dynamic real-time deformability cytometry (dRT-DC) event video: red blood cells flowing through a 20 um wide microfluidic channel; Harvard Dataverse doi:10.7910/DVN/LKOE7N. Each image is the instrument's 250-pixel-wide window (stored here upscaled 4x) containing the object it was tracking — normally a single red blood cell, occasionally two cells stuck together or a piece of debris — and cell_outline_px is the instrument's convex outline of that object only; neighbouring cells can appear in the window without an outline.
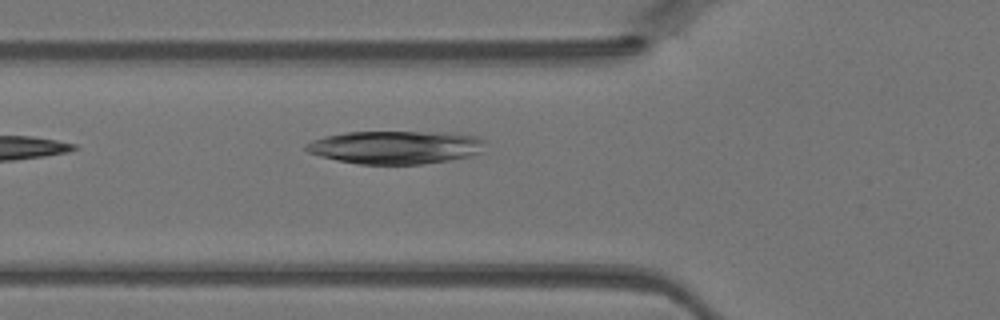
{"species": "Egyptian fruit bat (a non-hibernating species)", "species_latin": "Rousettus aegyptiacus", "temperature_condition": "warm", "stored_images_in_passage": 29, "camera_frame_rate_fps": 3000, "um_per_image_px": 0.085, "animal": {"sex": "female"}, "frame": {"image": 1, "passage_image": 4, "time_ms": 1.0, "image_size_px": [1000, 320], "cell_outline_px": [[484, 140], [480, 152], [468, 156], [448, 160], [424, 164], [360, 164], [336, 160], [320, 156], [308, 152], [304, 148], [304, 144], [312, 140], [324, 136], [344, 132], [444, 132], [476, 136]], "centroid_in_image_um": [33.55, 12.51], "position_along_channel_um": 92.2, "area_um2": 34.51}}
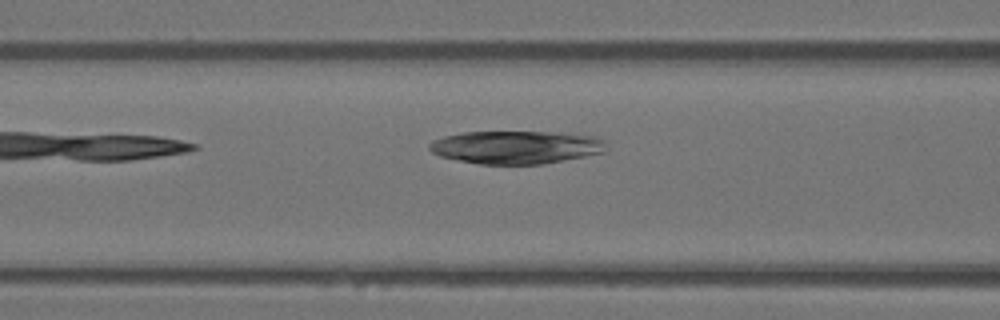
{"frame": {"image": 2, "passage_image": 6, "time_ms": 1.667, "image_size_px": [1000, 320], "cell_outline_px": [[608, 152], [544, 164], [480, 164], [440, 156], [432, 152], [428, 148], [428, 144], [432, 140], [444, 136], [464, 132], [548, 132], [592, 136], [604, 140]], "centroid_in_image_um": [43.88, 12.52], "position_along_channel_um": 122.7, "area_um2": 34.04}}
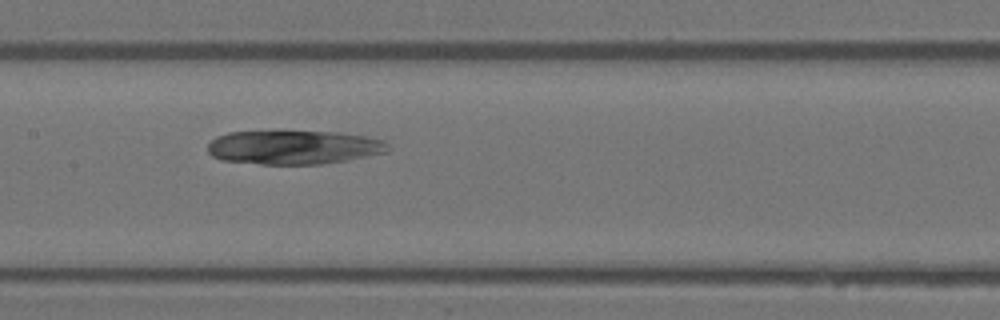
{"frame": {"image": 3, "passage_image": 10, "time_ms": 3.0, "image_size_px": [1000, 320], "cell_outline_px": [[392, 148], [388, 152], [344, 160], [320, 164], [260, 164], [220, 160], [212, 156], [208, 152], [208, 144], [216, 136], [228, 132], [276, 128], [280, 128], [340, 132], [364, 136], [384, 140]], "centroid_in_image_um": [24.92, 12.46], "position_along_channel_um": 182.5, "area_um2": 37.17}}